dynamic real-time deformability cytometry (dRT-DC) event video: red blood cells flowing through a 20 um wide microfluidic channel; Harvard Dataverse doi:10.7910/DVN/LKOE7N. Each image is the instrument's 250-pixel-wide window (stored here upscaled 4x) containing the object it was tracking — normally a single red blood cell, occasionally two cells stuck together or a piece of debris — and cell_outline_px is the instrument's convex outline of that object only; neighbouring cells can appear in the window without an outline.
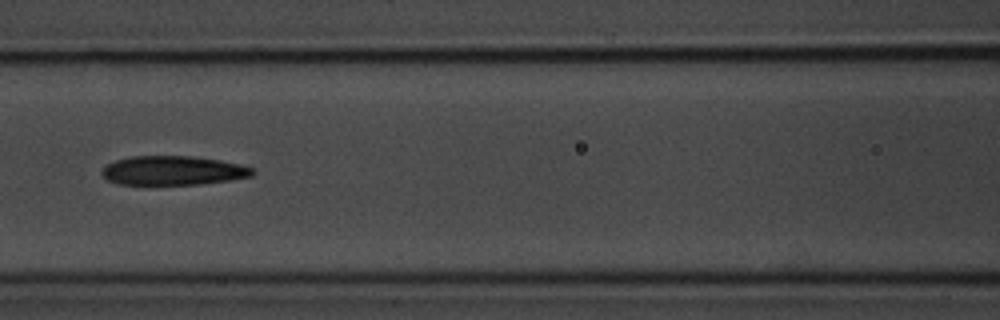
{"species": "common noctule bat (a hibernating species)", "species_latin": "Nyctalus noctula", "temperature_condition": "room temperature", "stored_images_in_passage": 12, "camera_frame_rate_fps": 3000, "um_per_image_px": 0.085, "animal": {"sex": "male", "body_mass_g": 20.1, "forearm_length_mm": 53.5}, "frame": {"image": 1, "passage_image": 3, "time_ms": 2.333, "image_size_px": [1000, 320], "cell_outline_px": [[256, 172], [252, 176], [228, 180], [200, 184], [120, 184], [108, 180], [100, 172], [108, 164], [116, 160], [132, 156], [192, 156], [220, 160], [240, 164], [252, 168]], "centroid_in_image_um": [14.73, 14.49], "position_along_channel_um": 151.9, "area_um2": 25.37}}
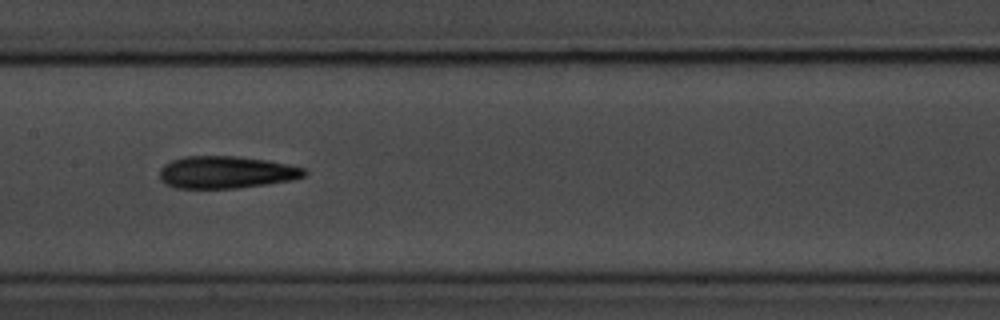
{"frame": {"image": 2, "passage_image": 4, "time_ms": 3.333, "image_size_px": [1000, 320], "cell_outline_px": [[308, 172], [304, 176], [292, 180], [236, 188], [176, 188], [164, 184], [160, 180], [160, 168], [164, 164], [172, 160], [184, 156], [236, 156], [268, 160], [288, 164], [304, 168]], "centroid_in_image_um": [19.2, 14.64], "position_along_channel_um": 188.2, "area_um2": 27.28}}
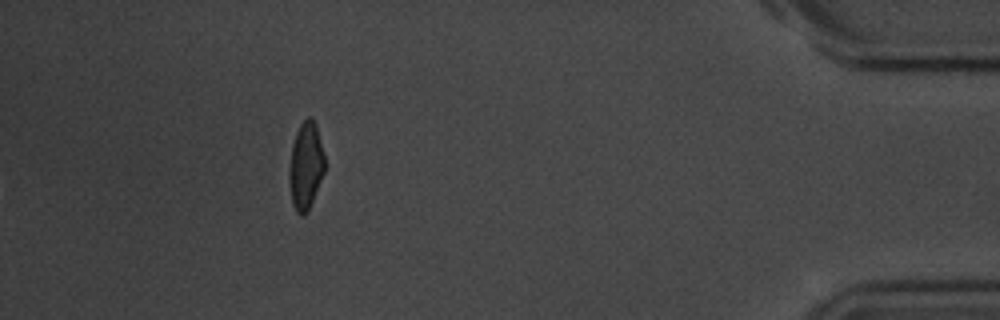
{"frame": {"image": 3, "passage_image": 12, "time_ms": 13.333, "image_size_px": [1000, 320], "cell_outline_px": [[324, 172], [308, 212], [304, 216], [300, 216], [296, 212], [292, 204], [288, 180], [288, 172], [292, 144], [296, 132], [300, 124], [308, 116], [312, 116], [316, 124], [324, 156]], "centroid_in_image_um": [25.96, 14.12], "position_along_channel_um": 409.2, "area_um2": 18.26}, "authors_computed_cell_mechanics": {"area_um2": 26.2412, "velocity_mm_per_s": 3.6297, "shape_relaxation_time_tau1_ms": 8.5208, "shape_relaxation_time_tau2_ms": 4.8303, "deformation_change_tau1": 0.1929, "deformation_change_tau2": 0.1585}}